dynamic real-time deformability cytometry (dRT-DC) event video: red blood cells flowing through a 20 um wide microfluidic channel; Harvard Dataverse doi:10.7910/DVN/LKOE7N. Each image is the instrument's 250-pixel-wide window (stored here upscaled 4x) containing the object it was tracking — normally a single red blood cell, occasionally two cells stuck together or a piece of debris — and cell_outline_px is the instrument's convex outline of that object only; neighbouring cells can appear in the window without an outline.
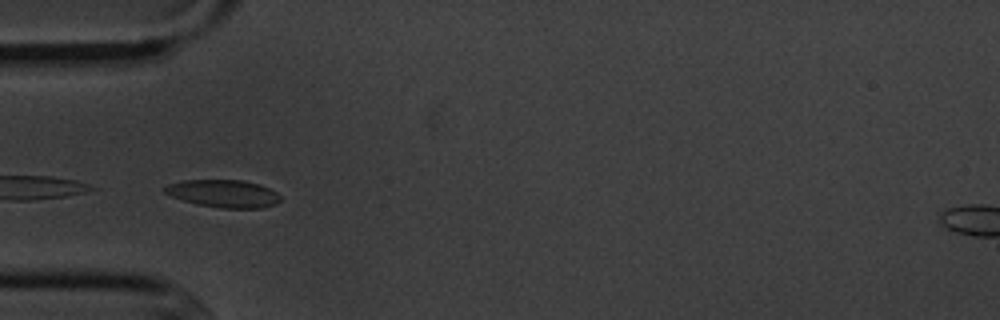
{"species": "common noctule bat (a hibernating species)", "species_latin": "Nyctalus noctula", "temperature_condition": "cold", "stored_images_in_passage": 6, "camera_frame_rate_fps": 3000, "um_per_image_px": 0.085, "animal": {"sex": "male", "body_mass_g": 20.1, "forearm_length_mm": 53.5}, "frame": {"image": 1, "passage_image": 3, "time_ms": 3.0, "image_size_px": [1000, 320], "cell_outline_px": [[280, 200], [276, 204], [260, 208], [220, 208], [196, 204], [172, 196], [164, 192], [164, 188], [168, 184], [184, 180], [244, 180], [260, 184], [276, 192], [280, 196]], "centroid_in_image_um": [19.01, 16.45], "position_along_channel_um": 66.0, "area_um2": 18.55}}
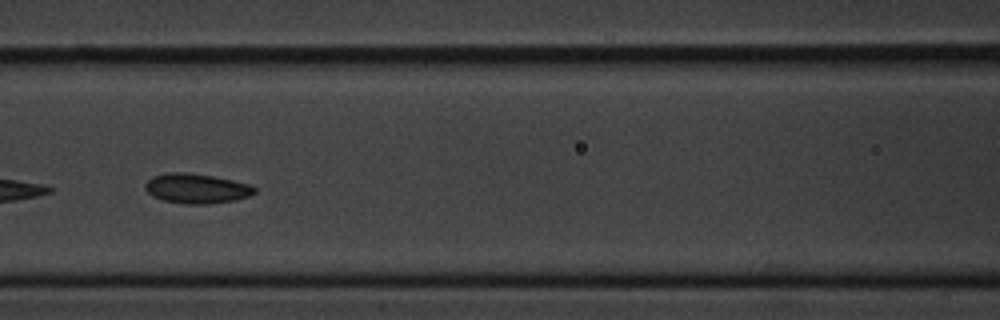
{"frame": {"image": 2, "passage_image": 5, "time_ms": 5.333, "image_size_px": [1000, 320], "cell_outline_px": [[256, 192], [248, 196], [236, 200], [208, 204], [184, 204], [164, 200], [152, 196], [144, 188], [144, 184], [152, 176], [168, 172], [188, 172], [212, 176], [232, 180], [248, 184], [256, 188]], "centroid_in_image_um": [16.68, 16.02], "position_along_channel_um": 149.9, "area_um2": 19.02}}
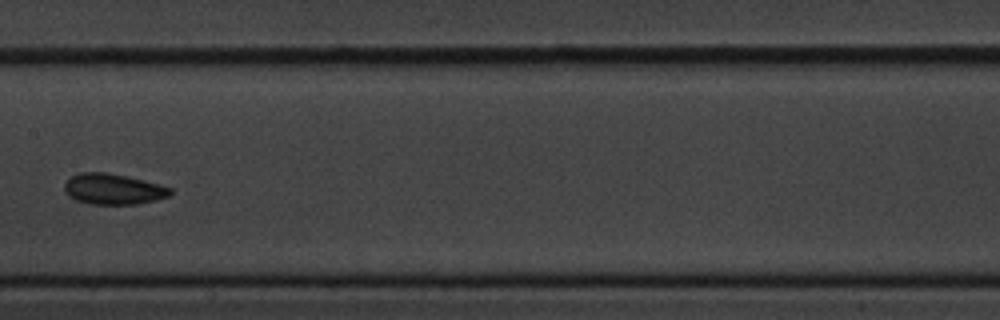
{"frame": {"image": 3, "passage_image": 6, "time_ms": 6.667, "image_size_px": [1000, 320], "cell_outline_px": [[172, 192], [168, 196], [156, 200], [136, 204], [88, 204], [76, 200], [68, 196], [64, 192], [64, 184], [72, 176], [80, 172], [104, 172], [124, 176], [160, 184], [172, 188]], "centroid_in_image_um": [9.6, 16.08], "position_along_channel_um": 197.8, "area_um2": 18.9}}